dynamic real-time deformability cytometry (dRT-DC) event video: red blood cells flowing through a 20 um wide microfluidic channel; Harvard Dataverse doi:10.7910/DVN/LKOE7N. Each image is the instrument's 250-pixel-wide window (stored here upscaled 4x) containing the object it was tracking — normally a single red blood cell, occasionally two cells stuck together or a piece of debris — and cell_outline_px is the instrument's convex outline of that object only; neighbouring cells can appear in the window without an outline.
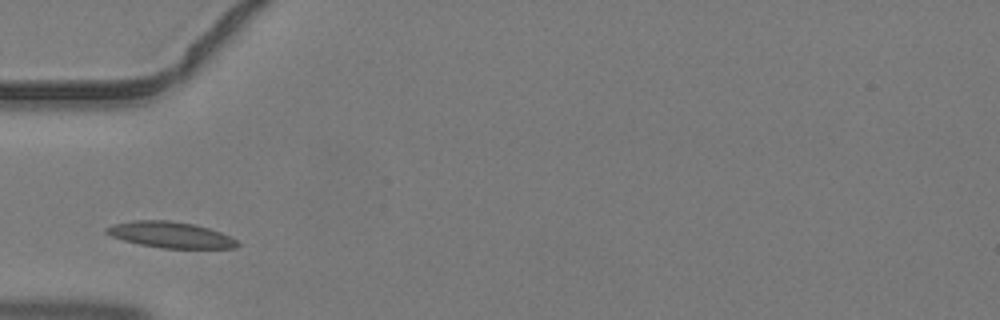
{"species": "common noctule bat (a hibernating species)", "species_latin": "Nyctalus noctula", "temperature_condition": "warm", "stored_images_in_passage": 2, "camera_frame_rate_fps": 3000, "um_per_image_px": 0.085, "animal": {"sex": "male", "body_mass_g": 19.2, "forearm_length_mm": 51.8}, "frame": {"image": 1, "passage_image": 1, "time_ms": 0.0, "image_size_px": [1000, 320], "cell_outline_px": [[240, 244], [236, 248], [160, 248], [140, 244], [124, 240], [112, 236], [104, 232], [104, 228], [112, 224], [132, 220], [168, 220], [196, 224], [220, 232], [236, 240]], "centroid_in_image_um": [14.46, 19.95], "position_along_channel_um": 70.5, "area_um2": 19.88}}
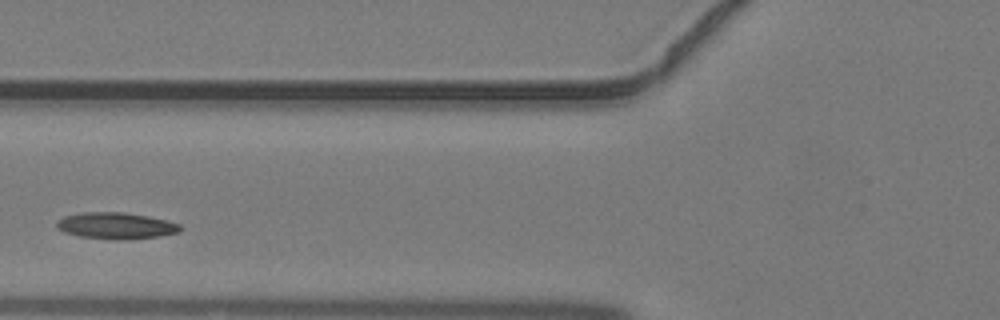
{"frame": {"image": 2, "passage_image": 2, "time_ms": 0.333, "image_size_px": [1000, 320], "cell_outline_px": [[184, 228], [180, 232], [160, 236], [116, 240], [80, 236], [64, 232], [56, 228], [56, 224], [64, 216], [80, 212], [124, 212], [148, 216], [180, 224]], "centroid_in_image_um": [9.87, 19.18], "position_along_channel_um": 115.9, "area_um2": 19.02}}